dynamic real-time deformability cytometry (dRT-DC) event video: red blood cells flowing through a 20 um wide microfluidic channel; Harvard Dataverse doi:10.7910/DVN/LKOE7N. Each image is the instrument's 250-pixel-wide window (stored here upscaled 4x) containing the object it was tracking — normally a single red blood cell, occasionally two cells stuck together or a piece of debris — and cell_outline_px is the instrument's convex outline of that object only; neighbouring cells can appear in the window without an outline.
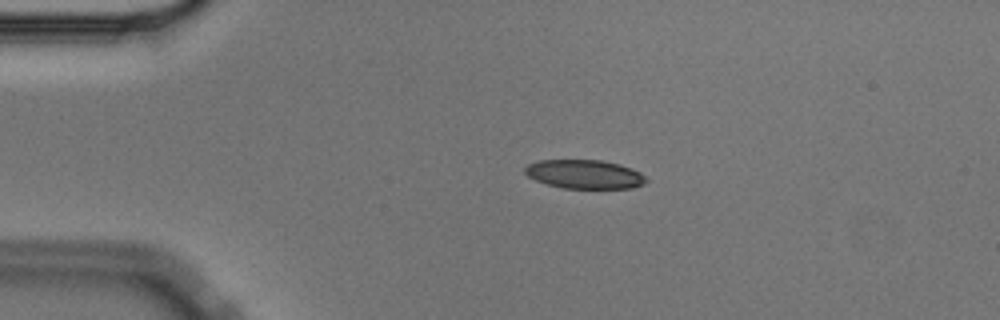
{"species": "Egyptian fruit bat (a non-hibernating species)", "species_latin": "Rousettus aegyptiacus", "temperature_condition": "cold", "stored_images_in_passage": 51, "camera_frame_rate_fps": 3000, "um_per_image_px": 0.085, "animal": {"sex": "male"}, "frame": {"image": 1, "passage_image": 7, "time_ms": 2.0, "image_size_px": [1000, 320], "cell_outline_px": [[648, 180], [644, 184], [632, 188], [564, 188], [548, 184], [536, 180], [528, 176], [524, 172], [524, 168], [528, 164], [540, 160], [604, 160], [620, 164], [632, 168], [640, 172]], "centroid_in_image_um": [49.71, 14.8], "position_along_channel_um": 35.3, "area_um2": 20.4}}
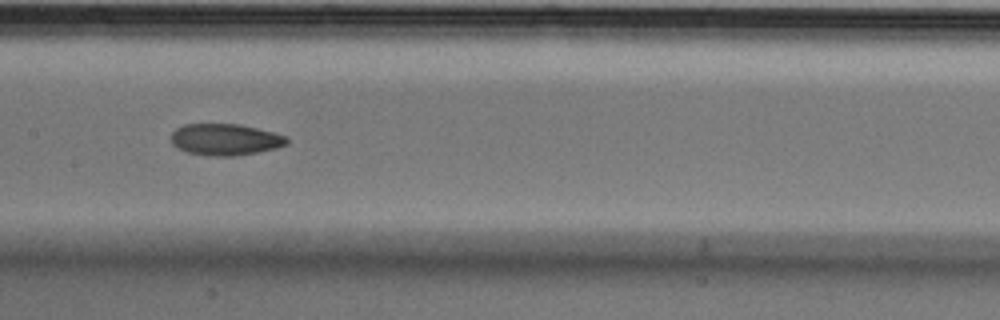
{"frame": {"image": 2, "passage_image": 23, "time_ms": 7.333, "image_size_px": [1000, 320], "cell_outline_px": [[288, 144], [276, 148], [236, 156], [212, 156], [184, 152], [176, 148], [172, 144], [172, 132], [176, 128], [184, 124], [240, 124], [288, 136]], "centroid_in_image_um": [19.13, 11.86], "position_along_channel_um": 188.3, "area_um2": 21.39}}
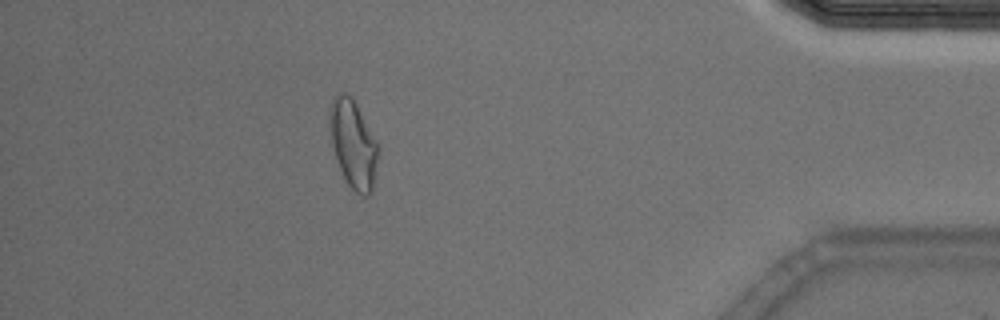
{"frame": {"image": 3, "passage_image": 45, "time_ms": 14.667, "image_size_px": [1000, 320], "cell_outline_px": [[380, 148], [372, 192], [368, 196], [364, 196], [356, 192], [348, 184], [340, 168], [332, 144], [328, 124], [328, 112], [332, 96], [340, 92], [344, 92], [352, 96], [376, 140]], "centroid_in_image_um": [30.01, 12.19], "position_along_channel_um": 405.2, "area_um2": 25.09}, "authors_computed_cell_mechanics": {"area_um2": 21.9062, "velocity_mm_per_s": 3.5736, "shape_relaxation_time_tau1_ms": 8.9732, "shape_relaxation_time_tau2_ms": 4.1447, "deformation_change_tau1": 0.1727, "deformation_change_tau2": 0.1005}}